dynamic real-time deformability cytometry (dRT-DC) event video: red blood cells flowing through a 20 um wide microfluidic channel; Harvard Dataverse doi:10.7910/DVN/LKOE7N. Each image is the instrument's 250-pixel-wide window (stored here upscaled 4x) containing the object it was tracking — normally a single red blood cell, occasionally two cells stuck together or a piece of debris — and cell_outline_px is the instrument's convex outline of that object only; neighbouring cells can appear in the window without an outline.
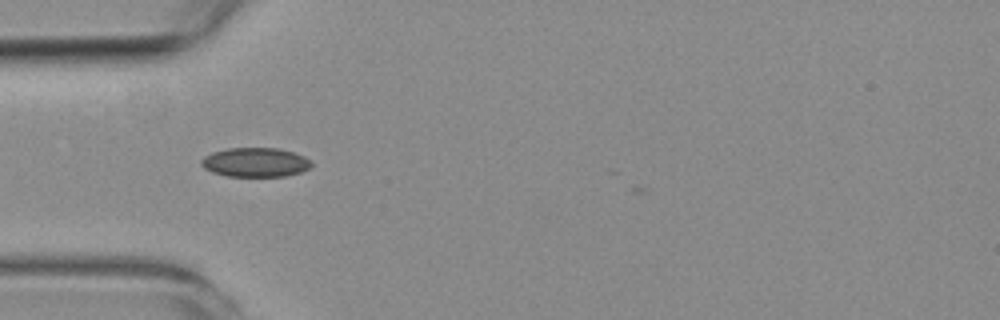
{"species": "common noctule bat (a hibernating species)", "species_latin": "Nyctalus noctula", "temperature_condition": "room temperature", "stored_images_in_passage": 19, "camera_frame_rate_fps": 3000, "um_per_image_px": 0.085, "animal": {"sex": "female", "body_mass_g": 19.3, "forearm_length_mm": 54.1}, "frame": {"image": 1, "passage_image": 6, "time_ms": 1.667, "image_size_px": [1000, 320], "cell_outline_px": [[312, 164], [308, 168], [300, 172], [284, 176], [228, 176], [212, 172], [204, 168], [200, 164], [200, 160], [204, 156], [212, 152], [228, 148], [280, 148], [304, 156]], "centroid_in_image_um": [21.66, 13.79], "position_along_channel_um": 63.3, "area_um2": 18.67}}
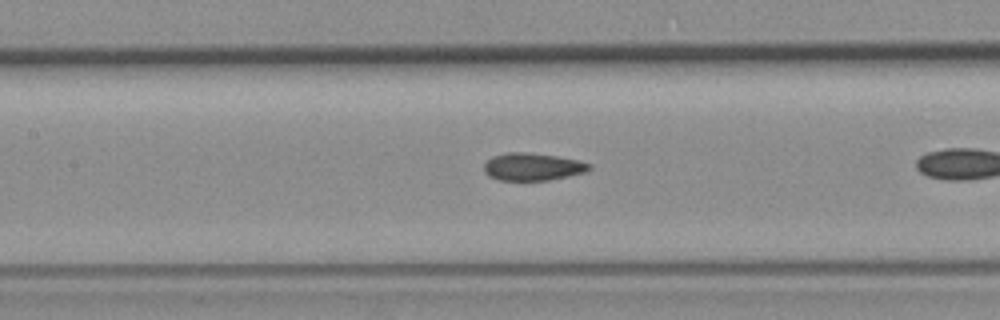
{"frame": {"image": 2, "passage_image": 11, "time_ms": 3.333, "image_size_px": [1000, 320], "cell_outline_px": [[592, 168], [588, 172], [548, 180], [496, 180], [488, 176], [484, 172], [484, 164], [492, 156], [508, 152], [524, 152], [556, 156], [576, 160], [592, 164]], "centroid_in_image_um": [45.27, 14.18], "position_along_channel_um": 162.1, "area_um2": 16.94}}
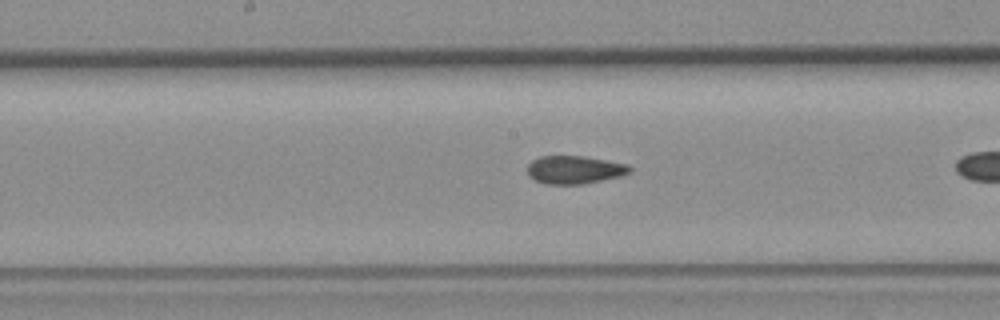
{"frame": {"image": 3, "passage_image": 14, "time_ms": 4.333, "image_size_px": [1000, 320], "cell_outline_px": [[632, 172], [620, 176], [584, 184], [544, 184], [528, 176], [528, 164], [532, 160], [540, 156], [584, 156], [628, 164], [632, 168]], "centroid_in_image_um": [48.84, 14.43], "position_along_channel_um": 199.4, "area_um2": 16.82}}